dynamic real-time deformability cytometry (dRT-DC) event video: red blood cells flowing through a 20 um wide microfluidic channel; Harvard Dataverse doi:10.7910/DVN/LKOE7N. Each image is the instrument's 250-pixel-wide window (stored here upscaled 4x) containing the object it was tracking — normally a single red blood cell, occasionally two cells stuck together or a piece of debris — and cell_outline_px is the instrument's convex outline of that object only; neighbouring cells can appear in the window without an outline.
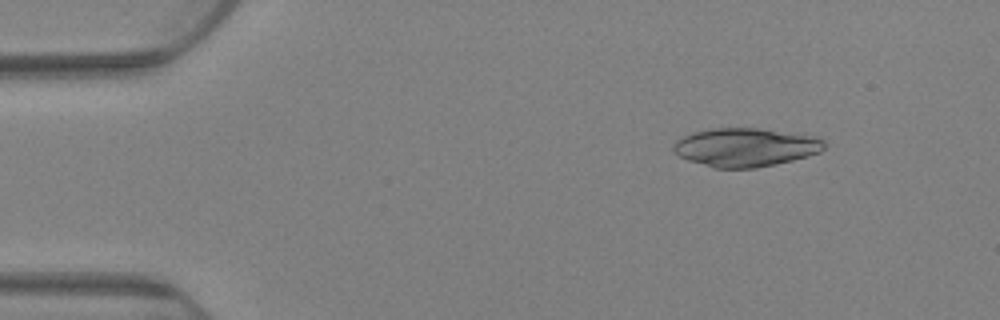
{"species": "Egyptian fruit bat (a non-hibernating species)", "species_latin": "Rousettus aegyptiacus", "temperature_condition": "warm", "stored_images_in_passage": 70, "camera_frame_rate_fps": 3000, "um_per_image_px": 0.085, "animal": {"sex": "female"}, "frame": {"image": 1, "passage_image": 1, "time_ms": 0.0, "image_size_px": [1000, 320], "cell_outline_px": [[824, 148], [820, 152], [808, 156], [776, 164], [756, 168], [712, 168], [688, 160], [680, 156], [672, 148], [676, 140], [692, 132], [712, 128], [760, 128], [820, 136], [824, 140]], "centroid_in_image_um": [63.4, 12.51], "position_along_channel_um": 21.6, "area_um2": 34.16}}